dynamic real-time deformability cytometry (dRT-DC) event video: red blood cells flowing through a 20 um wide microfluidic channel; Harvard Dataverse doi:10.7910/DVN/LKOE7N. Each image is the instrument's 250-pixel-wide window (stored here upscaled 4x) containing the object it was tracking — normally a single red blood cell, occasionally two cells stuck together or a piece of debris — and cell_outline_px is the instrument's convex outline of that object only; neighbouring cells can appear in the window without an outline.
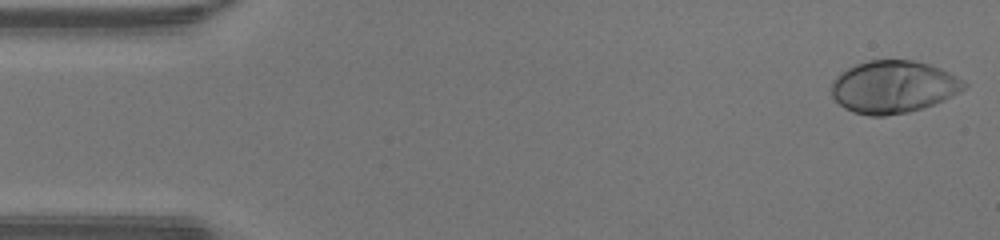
{"species": "human", "species_latin": "Homo sapiens", "temperature_condition": "warm", "stored_images_in_passage": 47, "camera_frame_rate_fps": 3000, "um_per_image_px": 0.085, "donor": {"sex": "male"}, "frame": {"image": 1, "passage_image": 1, "time_ms": 0.0, "image_size_px": [1000, 240], "cell_outline_px": [[968, 84], [960, 92], [944, 100], [908, 112], [884, 116], [868, 116], [852, 112], [844, 108], [832, 96], [828, 88], [832, 80], [840, 72], [856, 64], [868, 60], [912, 60], [928, 64], [940, 68], [964, 80]], "centroid_in_image_um": [75.89, 7.38], "position_along_channel_um": 9.1, "area_um2": 40.75}}
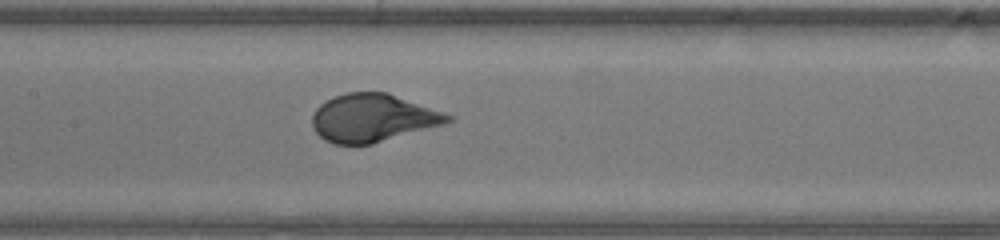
{"frame": {"image": 2, "passage_image": 22, "time_ms": 7.0, "image_size_px": [1000, 240], "cell_outline_px": [[456, 120], [444, 124], [372, 144], [332, 144], [324, 140], [312, 128], [312, 116], [316, 108], [320, 104], [332, 96], [348, 92], [388, 92], [444, 112], [452, 116]], "centroid_in_image_um": [31.68, 10.02], "position_along_channel_um": 175.7, "area_um2": 38.03}}
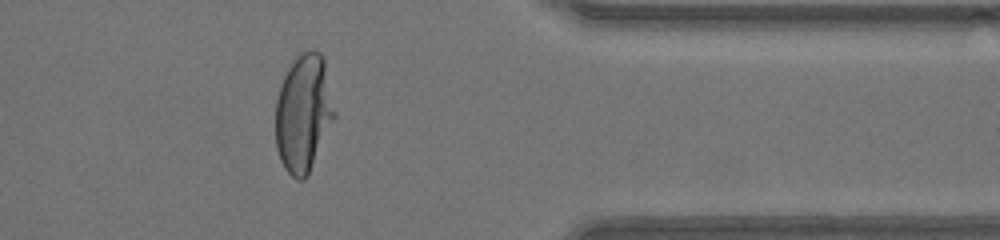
{"frame": {"image": 3, "passage_image": 38, "time_ms": 12.333, "image_size_px": [1000, 240], "cell_outline_px": [[336, 116], [308, 176], [304, 180], [296, 180], [284, 168], [280, 160], [276, 148], [276, 100], [284, 76], [288, 68], [296, 56], [300, 52], [308, 48], [312, 48], [320, 52], [324, 60], [336, 112]], "centroid_in_image_um": [25.81, 9.62], "position_along_channel_um": 385.6, "area_um2": 40.81}, "authors_computed_cell_mechanics": {"area_um2": 39.1306, "velocity_mm_per_s": 4.2958, "shape_relaxation_time_tau1_ms": 2.9273, "shape_relaxation_time_tau2_ms": null, "deformation_change_tau1": 0.2196, "deformation_change_tau2": null}}